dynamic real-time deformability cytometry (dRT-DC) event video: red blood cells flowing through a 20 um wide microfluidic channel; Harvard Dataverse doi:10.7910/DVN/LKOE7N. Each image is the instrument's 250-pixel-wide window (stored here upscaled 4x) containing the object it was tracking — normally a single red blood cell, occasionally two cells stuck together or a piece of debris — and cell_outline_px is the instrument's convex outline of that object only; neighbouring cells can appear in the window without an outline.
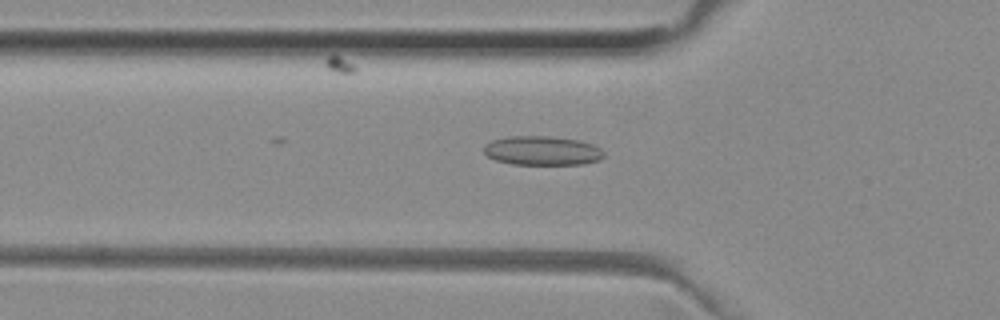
{"species": "common noctule bat (a hibernating species)", "species_latin": "Nyctalus noctula", "temperature_condition": "room temperature", "stored_images_in_passage": 31, "camera_frame_rate_fps": 3000, "um_per_image_px": 0.085, "animal": {"sex": "female", "body_mass_g": 29.2, "forearm_length_mm": 56.3}, "frame": {"image": 1, "passage_image": 11, "time_ms": 3.333, "image_size_px": [1000, 320], "cell_outline_px": [[604, 156], [600, 160], [584, 164], [512, 164], [496, 160], [488, 156], [484, 152], [484, 144], [492, 140], [508, 136], [544, 136], [580, 140], [592, 144], [600, 148], [604, 152]], "centroid_in_image_um": [46.09, 12.8], "position_along_channel_um": 79.7, "area_um2": 20.4}}
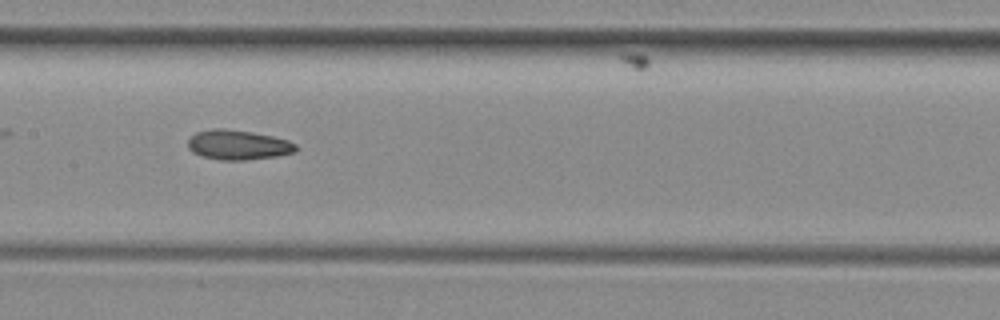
{"frame": {"image": 2, "passage_image": 19, "time_ms": 6.0, "image_size_px": [1000, 320], "cell_outline_px": [[300, 148], [296, 152], [276, 156], [244, 160], [220, 160], [204, 156], [192, 152], [188, 148], [188, 140], [196, 132], [212, 128], [224, 128], [252, 132], [272, 136], [288, 140], [296, 144]], "centroid_in_image_um": [20.26, 12.31], "position_along_channel_um": 187.1, "area_um2": 18.79}}
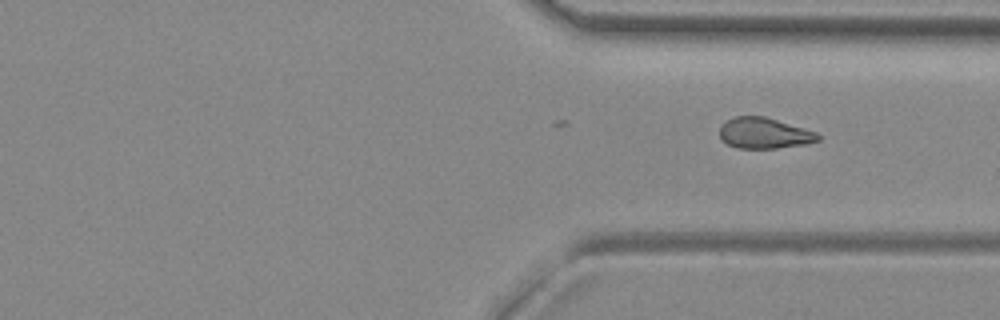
{"frame": {"image": 3, "passage_image": 31, "time_ms": 10.0, "image_size_px": [1000, 320], "cell_outline_px": [[820, 140], [808, 144], [776, 148], [736, 148], [720, 140], [720, 128], [732, 116], [764, 116], [804, 128], [816, 132], [820, 136]], "centroid_in_image_um": [64.96, 11.33], "position_along_channel_um": 346.4, "area_um2": 17.69}}